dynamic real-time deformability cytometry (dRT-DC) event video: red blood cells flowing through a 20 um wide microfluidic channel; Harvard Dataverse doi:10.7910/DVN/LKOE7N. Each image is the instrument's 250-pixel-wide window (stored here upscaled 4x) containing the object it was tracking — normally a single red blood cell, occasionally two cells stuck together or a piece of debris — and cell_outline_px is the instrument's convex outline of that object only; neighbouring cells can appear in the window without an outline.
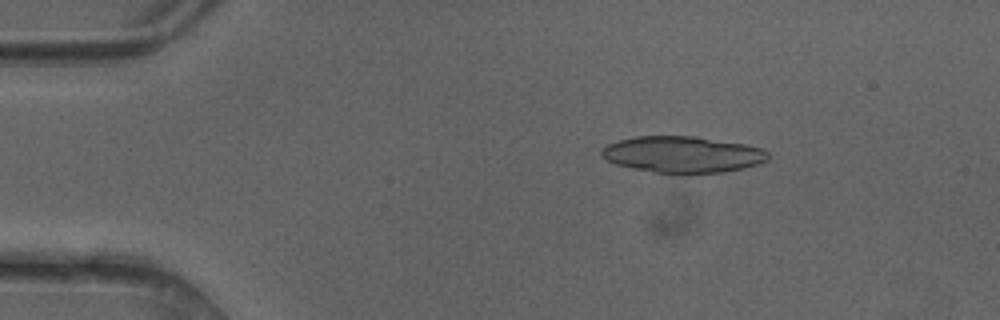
{"species": "common noctule bat (a hibernating species)", "species_latin": "Nyctalus noctula", "temperature_condition": "cold", "stored_images_in_passage": 48, "segment_of_instrument_passage": [1, 2], "camera_frame_rate_fps": 3000, "um_per_image_px": 0.085, "animal": {"sex": "female"}, "frame": {"image": 1, "passage_image": 8, "time_ms": 2.333, "image_size_px": [1000, 320], "cell_outline_px": [[768, 160], [760, 164], [744, 168], [720, 172], [688, 176], [680, 176], [632, 168], [616, 164], [600, 156], [600, 152], [608, 144], [620, 140], [636, 136], [692, 136], [744, 144], [764, 148], [768, 152]], "centroid_in_image_um": [58.05, 13.16], "position_along_channel_um": 27.0, "area_um2": 35.89}}